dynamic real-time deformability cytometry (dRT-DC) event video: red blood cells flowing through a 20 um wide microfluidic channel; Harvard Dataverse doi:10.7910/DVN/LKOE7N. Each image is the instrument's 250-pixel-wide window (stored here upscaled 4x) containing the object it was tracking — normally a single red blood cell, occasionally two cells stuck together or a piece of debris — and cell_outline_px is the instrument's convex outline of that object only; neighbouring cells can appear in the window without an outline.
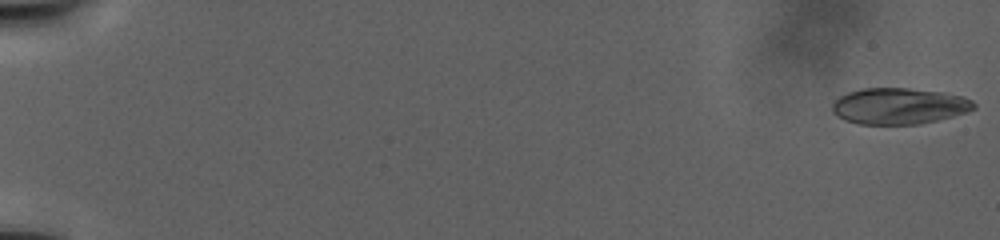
{"species": "human", "species_latin": "Homo sapiens", "temperature_condition": "warm", "stored_images_in_passage": 24, "camera_frame_rate_fps": 3000, "um_per_image_px": 0.085, "donor": {"sex": "male"}, "frame": {"image": 1, "passage_image": 1, "time_ms": 0.0, "image_size_px": [1000, 240], "cell_outline_px": [[976, 108], [968, 112], [920, 124], [860, 124], [844, 120], [832, 112], [832, 104], [840, 96], [848, 92], [864, 88], [908, 88], [940, 92], [960, 96], [972, 100], [976, 104]], "centroid_in_image_um": [76.41, 9.02], "position_along_channel_um": 8.6, "area_um2": 29.77}}
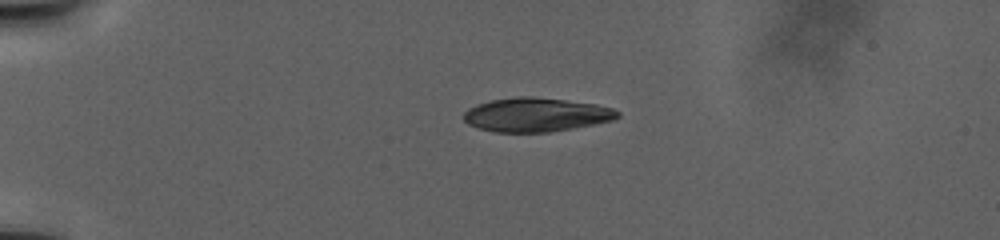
{"frame": {"image": 2, "passage_image": 17, "time_ms": 11.667, "image_size_px": [1000, 240], "cell_outline_px": [[620, 116], [612, 120], [572, 128], [548, 132], [496, 132], [480, 128], [468, 124], [464, 120], [464, 112], [468, 108], [476, 104], [492, 100], [520, 96], [532, 96], [596, 104], [612, 108], [620, 112]], "centroid_in_image_um": [45.55, 9.75], "position_along_channel_um": 39.4, "area_um2": 30.17}}
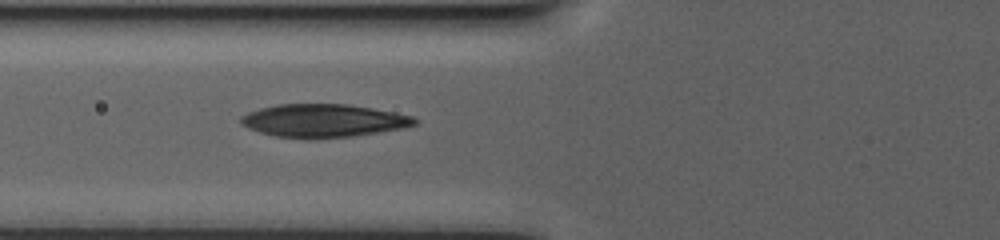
{"frame": {"image": 3, "passage_image": 24, "time_ms": 19.333, "image_size_px": [1000, 240], "cell_outline_px": [[420, 120], [416, 124], [404, 128], [352, 136], [312, 140], [304, 140], [272, 136], [248, 128], [240, 124], [240, 116], [248, 112], [260, 108], [276, 104], [348, 104], [372, 108], [412, 116]], "centroid_in_image_um": [27.45, 10.27], "position_along_channel_um": 98.4, "area_um2": 34.04}}